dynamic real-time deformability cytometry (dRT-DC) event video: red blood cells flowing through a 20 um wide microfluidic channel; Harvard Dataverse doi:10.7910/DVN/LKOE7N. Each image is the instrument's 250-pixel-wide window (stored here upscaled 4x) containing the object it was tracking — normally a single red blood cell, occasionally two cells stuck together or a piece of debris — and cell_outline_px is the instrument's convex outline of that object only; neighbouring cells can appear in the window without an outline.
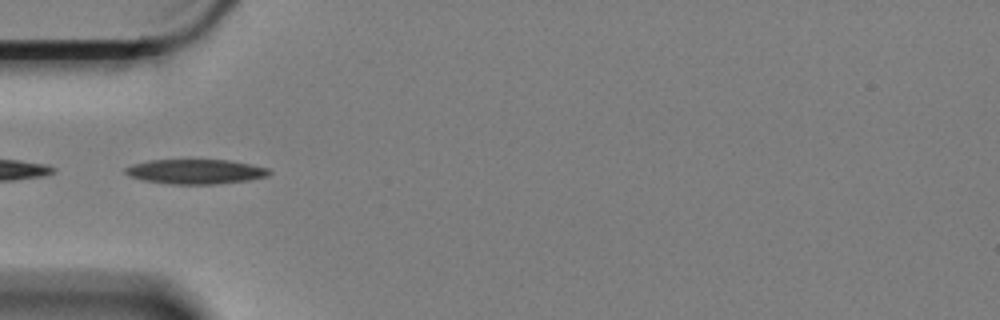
{"species": "Egyptian fruit bat (a non-hibernating species)", "species_latin": "Rousettus aegyptiacus", "temperature_condition": "cold", "stored_images_in_passage": 16, "camera_frame_rate_fps": 3000, "um_per_image_px": 0.085, "animal": {"sex": "female"}, "frame": {"image": 1, "passage_image": 1, "time_ms": 0.0, "image_size_px": [1000, 320], "cell_outline_px": [[272, 172], [268, 176], [248, 180], [216, 184], [172, 184], [144, 180], [132, 176], [124, 172], [124, 168], [132, 164], [148, 160], [228, 160], [252, 164], [268, 168]], "centroid_in_image_um": [16.65, 14.58], "position_along_channel_um": 68.4, "area_um2": 20.63}}
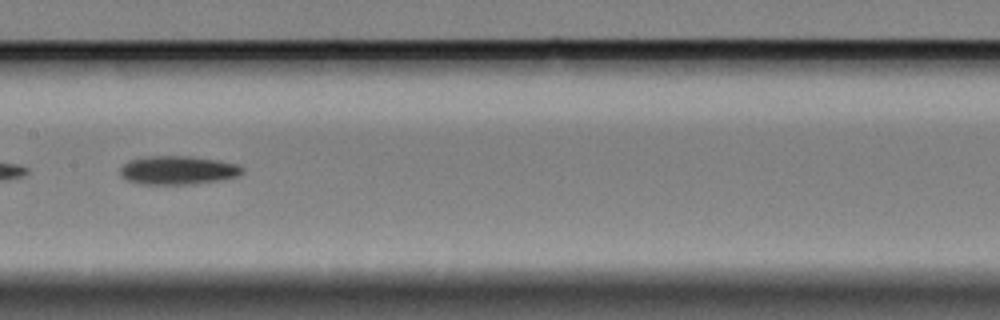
{"frame": {"image": 2, "passage_image": 12, "time_ms": 3.667, "image_size_px": [1000, 320], "cell_outline_px": [[244, 172], [236, 176], [216, 180], [192, 184], [140, 184], [128, 180], [120, 176], [120, 168], [128, 160], [144, 156], [192, 156], [220, 160], [240, 164], [244, 168]], "centroid_in_image_um": [15.11, 14.45], "position_along_channel_um": 192.3, "area_um2": 20.52}}